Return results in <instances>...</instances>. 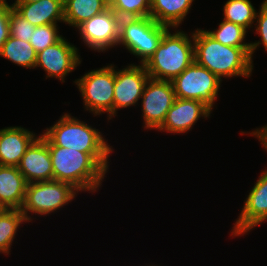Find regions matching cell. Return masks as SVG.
<instances>
[{
  "instance_id": "cell-1",
  "label": "cell",
  "mask_w": 267,
  "mask_h": 266,
  "mask_svg": "<svg viewBox=\"0 0 267 266\" xmlns=\"http://www.w3.org/2000/svg\"><path fill=\"white\" fill-rule=\"evenodd\" d=\"M48 147L54 180L69 183L81 193L99 190L109 171L112 153H85L59 146Z\"/></svg>"
},
{
  "instance_id": "cell-2",
  "label": "cell",
  "mask_w": 267,
  "mask_h": 266,
  "mask_svg": "<svg viewBox=\"0 0 267 266\" xmlns=\"http://www.w3.org/2000/svg\"><path fill=\"white\" fill-rule=\"evenodd\" d=\"M195 61L223 78H249L254 70L250 58V47H232L223 45L210 36L204 29L193 31Z\"/></svg>"
},
{
  "instance_id": "cell-3",
  "label": "cell",
  "mask_w": 267,
  "mask_h": 266,
  "mask_svg": "<svg viewBox=\"0 0 267 266\" xmlns=\"http://www.w3.org/2000/svg\"><path fill=\"white\" fill-rule=\"evenodd\" d=\"M169 28L158 48L144 64L151 79L172 81L179 76L194 59L193 32L188 36L183 30Z\"/></svg>"
},
{
  "instance_id": "cell-4",
  "label": "cell",
  "mask_w": 267,
  "mask_h": 266,
  "mask_svg": "<svg viewBox=\"0 0 267 266\" xmlns=\"http://www.w3.org/2000/svg\"><path fill=\"white\" fill-rule=\"evenodd\" d=\"M63 114L53 126L46 128L41 134L48 142V146L71 148L85 153L114 151L101 131L68 112Z\"/></svg>"
},
{
  "instance_id": "cell-5",
  "label": "cell",
  "mask_w": 267,
  "mask_h": 266,
  "mask_svg": "<svg viewBox=\"0 0 267 266\" xmlns=\"http://www.w3.org/2000/svg\"><path fill=\"white\" fill-rule=\"evenodd\" d=\"M169 28L157 23L151 17L121 18L118 46H123L131 55L139 58V64H145Z\"/></svg>"
},
{
  "instance_id": "cell-6",
  "label": "cell",
  "mask_w": 267,
  "mask_h": 266,
  "mask_svg": "<svg viewBox=\"0 0 267 266\" xmlns=\"http://www.w3.org/2000/svg\"><path fill=\"white\" fill-rule=\"evenodd\" d=\"M84 108L94 116L107 113L108 122L113 118L115 65L108 64L75 79Z\"/></svg>"
},
{
  "instance_id": "cell-7",
  "label": "cell",
  "mask_w": 267,
  "mask_h": 266,
  "mask_svg": "<svg viewBox=\"0 0 267 266\" xmlns=\"http://www.w3.org/2000/svg\"><path fill=\"white\" fill-rule=\"evenodd\" d=\"M78 192L71 184L57 180L28 183L21 211L30 223L34 219L31 215L46 216L55 213L75 200Z\"/></svg>"
},
{
  "instance_id": "cell-8",
  "label": "cell",
  "mask_w": 267,
  "mask_h": 266,
  "mask_svg": "<svg viewBox=\"0 0 267 266\" xmlns=\"http://www.w3.org/2000/svg\"><path fill=\"white\" fill-rule=\"evenodd\" d=\"M175 97L203 102L213 111L221 80L195 60L172 81Z\"/></svg>"
},
{
  "instance_id": "cell-9",
  "label": "cell",
  "mask_w": 267,
  "mask_h": 266,
  "mask_svg": "<svg viewBox=\"0 0 267 266\" xmlns=\"http://www.w3.org/2000/svg\"><path fill=\"white\" fill-rule=\"evenodd\" d=\"M120 18L109 7L84 21L76 29L86 47L95 52H106L118 47Z\"/></svg>"
},
{
  "instance_id": "cell-10",
  "label": "cell",
  "mask_w": 267,
  "mask_h": 266,
  "mask_svg": "<svg viewBox=\"0 0 267 266\" xmlns=\"http://www.w3.org/2000/svg\"><path fill=\"white\" fill-rule=\"evenodd\" d=\"M175 99L171 81L149 78L140 99L143 128L157 130L162 125Z\"/></svg>"
},
{
  "instance_id": "cell-11",
  "label": "cell",
  "mask_w": 267,
  "mask_h": 266,
  "mask_svg": "<svg viewBox=\"0 0 267 266\" xmlns=\"http://www.w3.org/2000/svg\"><path fill=\"white\" fill-rule=\"evenodd\" d=\"M79 49L65 37L37 53L35 68L40 67L46 72L47 78H56L65 82L68 74L73 72L82 60Z\"/></svg>"
},
{
  "instance_id": "cell-12",
  "label": "cell",
  "mask_w": 267,
  "mask_h": 266,
  "mask_svg": "<svg viewBox=\"0 0 267 266\" xmlns=\"http://www.w3.org/2000/svg\"><path fill=\"white\" fill-rule=\"evenodd\" d=\"M116 68L113 117L117 116L118 110L138 104L150 78L144 64L135 65L132 63L120 70Z\"/></svg>"
},
{
  "instance_id": "cell-13",
  "label": "cell",
  "mask_w": 267,
  "mask_h": 266,
  "mask_svg": "<svg viewBox=\"0 0 267 266\" xmlns=\"http://www.w3.org/2000/svg\"><path fill=\"white\" fill-rule=\"evenodd\" d=\"M258 178L232 227V237L243 236L267 221V169L262 171Z\"/></svg>"
},
{
  "instance_id": "cell-14",
  "label": "cell",
  "mask_w": 267,
  "mask_h": 266,
  "mask_svg": "<svg viewBox=\"0 0 267 266\" xmlns=\"http://www.w3.org/2000/svg\"><path fill=\"white\" fill-rule=\"evenodd\" d=\"M211 113L212 110L201 101L176 98L157 131L187 133L200 118H209Z\"/></svg>"
},
{
  "instance_id": "cell-15",
  "label": "cell",
  "mask_w": 267,
  "mask_h": 266,
  "mask_svg": "<svg viewBox=\"0 0 267 266\" xmlns=\"http://www.w3.org/2000/svg\"><path fill=\"white\" fill-rule=\"evenodd\" d=\"M17 167L27 183L54 180L48 142L41 134L27 148Z\"/></svg>"
},
{
  "instance_id": "cell-16",
  "label": "cell",
  "mask_w": 267,
  "mask_h": 266,
  "mask_svg": "<svg viewBox=\"0 0 267 266\" xmlns=\"http://www.w3.org/2000/svg\"><path fill=\"white\" fill-rule=\"evenodd\" d=\"M37 136L33 131L21 126L0 129V166H18Z\"/></svg>"
},
{
  "instance_id": "cell-17",
  "label": "cell",
  "mask_w": 267,
  "mask_h": 266,
  "mask_svg": "<svg viewBox=\"0 0 267 266\" xmlns=\"http://www.w3.org/2000/svg\"><path fill=\"white\" fill-rule=\"evenodd\" d=\"M27 184L17 166H0V209L21 210Z\"/></svg>"
},
{
  "instance_id": "cell-18",
  "label": "cell",
  "mask_w": 267,
  "mask_h": 266,
  "mask_svg": "<svg viewBox=\"0 0 267 266\" xmlns=\"http://www.w3.org/2000/svg\"><path fill=\"white\" fill-rule=\"evenodd\" d=\"M12 7L34 26L64 23L63 0L13 3Z\"/></svg>"
},
{
  "instance_id": "cell-19",
  "label": "cell",
  "mask_w": 267,
  "mask_h": 266,
  "mask_svg": "<svg viewBox=\"0 0 267 266\" xmlns=\"http://www.w3.org/2000/svg\"><path fill=\"white\" fill-rule=\"evenodd\" d=\"M194 0H151L150 17L159 24L180 28Z\"/></svg>"
},
{
  "instance_id": "cell-20",
  "label": "cell",
  "mask_w": 267,
  "mask_h": 266,
  "mask_svg": "<svg viewBox=\"0 0 267 266\" xmlns=\"http://www.w3.org/2000/svg\"><path fill=\"white\" fill-rule=\"evenodd\" d=\"M64 23L75 29L84 21L105 11L109 3L105 0H63Z\"/></svg>"
},
{
  "instance_id": "cell-21",
  "label": "cell",
  "mask_w": 267,
  "mask_h": 266,
  "mask_svg": "<svg viewBox=\"0 0 267 266\" xmlns=\"http://www.w3.org/2000/svg\"><path fill=\"white\" fill-rule=\"evenodd\" d=\"M0 56L18 66L30 69L35 68L37 60V52L33 46L29 42L16 39L13 36H9L3 43L0 48Z\"/></svg>"
},
{
  "instance_id": "cell-22",
  "label": "cell",
  "mask_w": 267,
  "mask_h": 266,
  "mask_svg": "<svg viewBox=\"0 0 267 266\" xmlns=\"http://www.w3.org/2000/svg\"><path fill=\"white\" fill-rule=\"evenodd\" d=\"M28 223L23 212L17 209H0V253L10 255L12 242L19 227Z\"/></svg>"
},
{
  "instance_id": "cell-23",
  "label": "cell",
  "mask_w": 267,
  "mask_h": 266,
  "mask_svg": "<svg viewBox=\"0 0 267 266\" xmlns=\"http://www.w3.org/2000/svg\"><path fill=\"white\" fill-rule=\"evenodd\" d=\"M256 13L257 11L250 0H228L223 7V20L249 30L253 28Z\"/></svg>"
},
{
  "instance_id": "cell-24",
  "label": "cell",
  "mask_w": 267,
  "mask_h": 266,
  "mask_svg": "<svg viewBox=\"0 0 267 266\" xmlns=\"http://www.w3.org/2000/svg\"><path fill=\"white\" fill-rule=\"evenodd\" d=\"M218 25V28L212 31L206 30L216 41L232 47H250V43L245 42L247 29L226 20H222Z\"/></svg>"
},
{
  "instance_id": "cell-25",
  "label": "cell",
  "mask_w": 267,
  "mask_h": 266,
  "mask_svg": "<svg viewBox=\"0 0 267 266\" xmlns=\"http://www.w3.org/2000/svg\"><path fill=\"white\" fill-rule=\"evenodd\" d=\"M151 0H113L109 7L121 18L150 17Z\"/></svg>"
},
{
  "instance_id": "cell-26",
  "label": "cell",
  "mask_w": 267,
  "mask_h": 266,
  "mask_svg": "<svg viewBox=\"0 0 267 266\" xmlns=\"http://www.w3.org/2000/svg\"><path fill=\"white\" fill-rule=\"evenodd\" d=\"M58 30L59 27L57 24L37 26L30 37L29 43L38 53L48 46L58 42L63 37L59 34Z\"/></svg>"
},
{
  "instance_id": "cell-27",
  "label": "cell",
  "mask_w": 267,
  "mask_h": 266,
  "mask_svg": "<svg viewBox=\"0 0 267 266\" xmlns=\"http://www.w3.org/2000/svg\"><path fill=\"white\" fill-rule=\"evenodd\" d=\"M35 27L36 26L32 25L27 19L21 16L11 5L9 16L10 36L29 42Z\"/></svg>"
},
{
  "instance_id": "cell-28",
  "label": "cell",
  "mask_w": 267,
  "mask_h": 266,
  "mask_svg": "<svg viewBox=\"0 0 267 266\" xmlns=\"http://www.w3.org/2000/svg\"><path fill=\"white\" fill-rule=\"evenodd\" d=\"M255 34L259 35L261 39L258 41L250 42V58L253 62L254 52L258 49L260 45L267 51V0H263L259 11L256 13L255 18Z\"/></svg>"
},
{
  "instance_id": "cell-29",
  "label": "cell",
  "mask_w": 267,
  "mask_h": 266,
  "mask_svg": "<svg viewBox=\"0 0 267 266\" xmlns=\"http://www.w3.org/2000/svg\"><path fill=\"white\" fill-rule=\"evenodd\" d=\"M11 11V5L8 2L0 1V48L3 43L9 38V16Z\"/></svg>"
},
{
  "instance_id": "cell-30",
  "label": "cell",
  "mask_w": 267,
  "mask_h": 266,
  "mask_svg": "<svg viewBox=\"0 0 267 266\" xmlns=\"http://www.w3.org/2000/svg\"><path fill=\"white\" fill-rule=\"evenodd\" d=\"M247 134L256 137L261 142L264 149L267 150V124L263 127L256 128L254 131L252 130L251 133L249 131Z\"/></svg>"
},
{
  "instance_id": "cell-31",
  "label": "cell",
  "mask_w": 267,
  "mask_h": 266,
  "mask_svg": "<svg viewBox=\"0 0 267 266\" xmlns=\"http://www.w3.org/2000/svg\"><path fill=\"white\" fill-rule=\"evenodd\" d=\"M41 0H15L14 3H33V2H38Z\"/></svg>"
},
{
  "instance_id": "cell-32",
  "label": "cell",
  "mask_w": 267,
  "mask_h": 266,
  "mask_svg": "<svg viewBox=\"0 0 267 266\" xmlns=\"http://www.w3.org/2000/svg\"><path fill=\"white\" fill-rule=\"evenodd\" d=\"M106 2H108L109 4L113 1V0H105Z\"/></svg>"
}]
</instances>
